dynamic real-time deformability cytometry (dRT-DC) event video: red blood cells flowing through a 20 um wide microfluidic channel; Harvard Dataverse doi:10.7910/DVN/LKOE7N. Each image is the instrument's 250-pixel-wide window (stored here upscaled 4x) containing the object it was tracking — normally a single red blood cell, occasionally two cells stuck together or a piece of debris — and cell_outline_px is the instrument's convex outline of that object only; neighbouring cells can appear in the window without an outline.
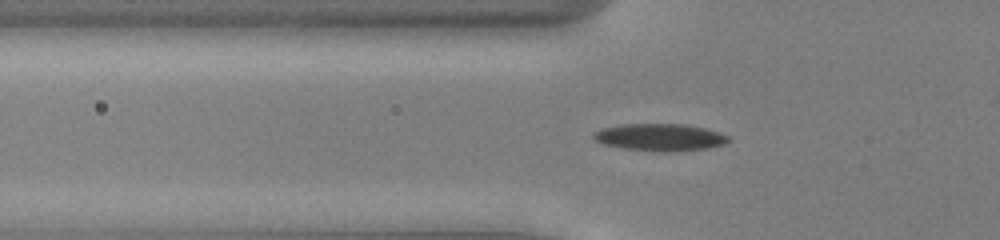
{"species": "common noctule bat (a hibernating species)", "species_latin": "Nyctalus noctula", "temperature_condition": "cold", "stored_images_in_passage": 53, "camera_frame_rate_fps": 3000, "um_per_image_px": 0.085, "animal": {"sex": "male", "body_mass_g": 13.0, "forearm_length_mm": 53.1}, "frame": {"image": 1, "passage_image": 19, "time_ms": 6.0, "image_size_px": [1000, 240], "cell_outline_px": [[732, 140], [724, 144], [708, 148], [676, 152], [660, 152], [624, 148], [604, 144], [596, 140], [592, 136], [592, 132], [600, 128], [620, 124], [684, 124], [704, 128], [720, 132], [728, 136]], "centroid_in_image_um": [56.1, 11.67], "position_along_channel_um": 69.7, "area_um2": 21.62}}
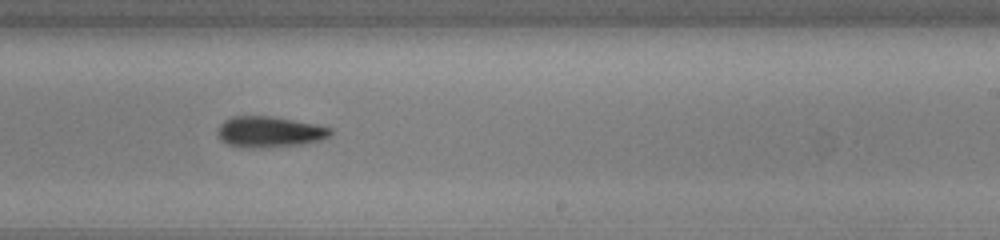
{"frame": {"image": 2, "passage_image": 34, "time_ms": 11.0, "image_size_px": [1000, 240], "cell_outline_px": [[332, 132], [328, 136], [320, 140], [304, 144], [256, 148], [248, 148], [228, 144], [220, 140], [220, 124], [224, 120], [232, 116], [272, 116], [316, 124], [332, 128]], "centroid_in_image_um": [22.93, 11.2], "position_along_channel_um": 266.1, "area_um2": 20.17}}
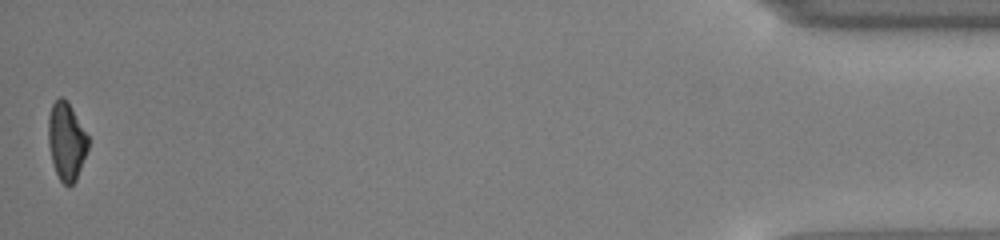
{"frame": {"image": 3, "passage_image": 53, "time_ms": 17.333, "image_size_px": [1000, 240], "cell_outline_px": [[88, 148], [76, 180], [68, 188], [60, 180], [56, 172], [52, 160], [48, 144], [48, 116], [52, 104], [60, 96], [64, 96], [68, 100], [88, 136]], "centroid_in_image_um": [5.64, 11.98], "position_along_channel_um": 429.6, "area_um2": 18.15}, "authors_computed_cell_mechanics": {"area_um2": 19.7098, "velocity_mm_per_s": 3.9554, "shape_relaxation_time_tau1_ms": 2.633, "shape_relaxation_time_tau2_ms": 6.9594, "deformation_change_tau1": 0.1178, "deformation_change_tau2": 0.1723}}